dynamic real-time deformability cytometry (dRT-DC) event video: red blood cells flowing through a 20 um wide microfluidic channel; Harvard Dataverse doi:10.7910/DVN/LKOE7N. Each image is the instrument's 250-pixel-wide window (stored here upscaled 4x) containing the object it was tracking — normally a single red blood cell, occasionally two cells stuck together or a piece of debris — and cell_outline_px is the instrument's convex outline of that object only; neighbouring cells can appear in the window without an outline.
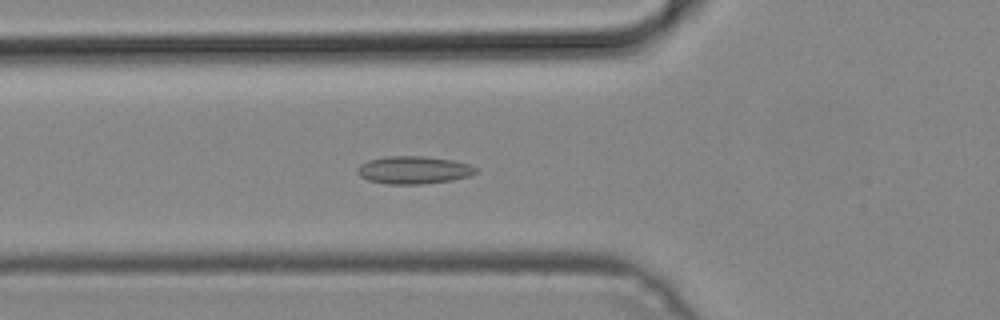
{"species": "common noctule bat (a hibernating species)", "species_latin": "Nyctalus noctula", "temperature_condition": "cold", "stored_images_in_passage": 46, "camera_frame_rate_fps": 3000, "um_per_image_px": 0.085, "animal": {"sex": "male", "body_mass_g": 19.2, "forearm_length_mm": 51.8}, "frame": {"image": 1, "passage_image": 18, "time_ms": 5.667, "image_size_px": [1000, 320], "cell_outline_px": [[480, 168], [476, 172], [468, 176], [452, 180], [420, 184], [388, 184], [368, 180], [360, 176], [356, 172], [356, 168], [360, 164], [368, 160], [384, 156], [424, 156], [452, 160], [468, 164]], "centroid_in_image_um": [35.13, 14.44], "position_along_channel_um": 90.7, "area_um2": 19.19}}
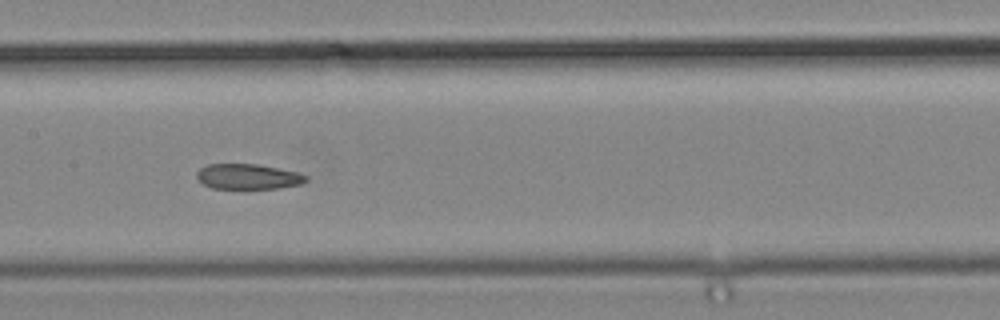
{"frame": {"image": 2, "passage_image": 25, "time_ms": 8.0, "image_size_px": [1000, 320], "cell_outline_px": [[308, 180], [300, 184], [280, 188], [212, 188], [204, 184], [196, 176], [196, 172], [200, 168], [208, 164], [256, 164], [296, 172], [308, 176]], "centroid_in_image_um": [21.07, 15.01], "position_along_channel_um": 186.3, "area_um2": 15.9}}
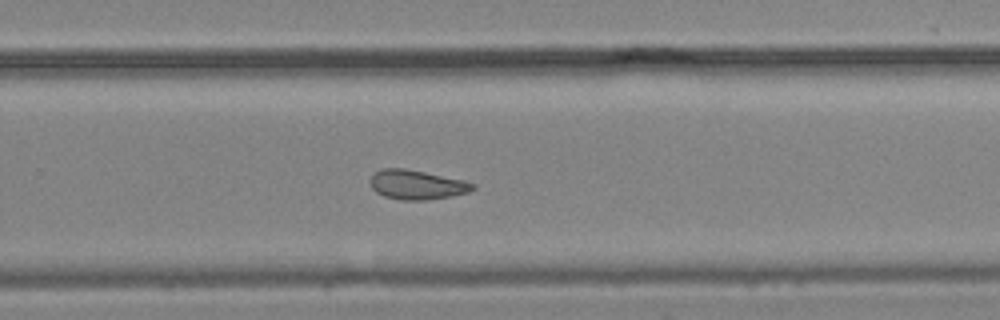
{"frame": {"image": 3, "passage_image": 33, "time_ms": 10.667, "image_size_px": [1000, 320], "cell_outline_px": [[476, 188], [468, 192], [452, 196], [428, 200], [400, 200], [384, 196], [376, 192], [372, 188], [368, 180], [380, 168], [404, 168], [464, 180], [476, 184]], "centroid_in_image_um": [35.42, 15.7], "position_along_channel_um": 294.4, "area_um2": 17.69}}